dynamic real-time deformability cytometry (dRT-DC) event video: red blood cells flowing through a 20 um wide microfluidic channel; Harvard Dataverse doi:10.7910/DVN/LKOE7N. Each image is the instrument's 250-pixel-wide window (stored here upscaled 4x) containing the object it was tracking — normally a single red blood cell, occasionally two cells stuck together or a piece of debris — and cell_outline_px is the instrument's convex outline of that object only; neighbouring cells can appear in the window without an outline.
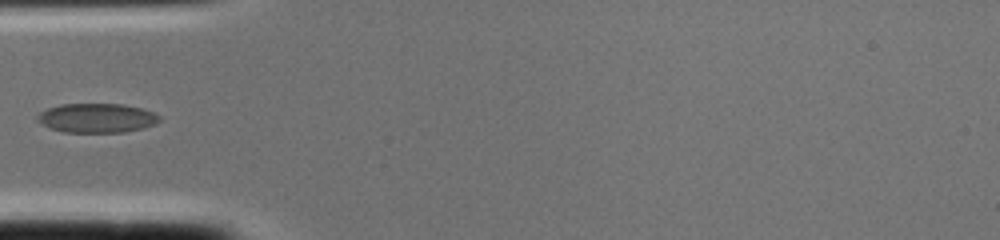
{"species": "common noctule bat (a hibernating species)", "species_latin": "Nyctalus noctula", "temperature_condition": "cold", "stored_images_in_passage": 1, "camera_frame_rate_fps": 3000, "um_per_image_px": 0.085, "animal": {"sex": "female", "body_mass_g": 22.0, "forearm_length_mm": 56.7}, "frame": {"image": 1, "passage_image": 1, "time_ms": 0.0, "image_size_px": [1000, 240], "cell_outline_px": [[160, 120], [156, 124], [144, 128], [124, 132], [64, 132], [40, 124], [36, 120], [36, 116], [40, 112], [48, 108], [60, 104], [124, 104], [140, 108], [152, 112], [160, 116]], "centroid_in_image_um": [8.22, 10.03], "position_along_channel_um": 76.8, "area_um2": 20.87}}